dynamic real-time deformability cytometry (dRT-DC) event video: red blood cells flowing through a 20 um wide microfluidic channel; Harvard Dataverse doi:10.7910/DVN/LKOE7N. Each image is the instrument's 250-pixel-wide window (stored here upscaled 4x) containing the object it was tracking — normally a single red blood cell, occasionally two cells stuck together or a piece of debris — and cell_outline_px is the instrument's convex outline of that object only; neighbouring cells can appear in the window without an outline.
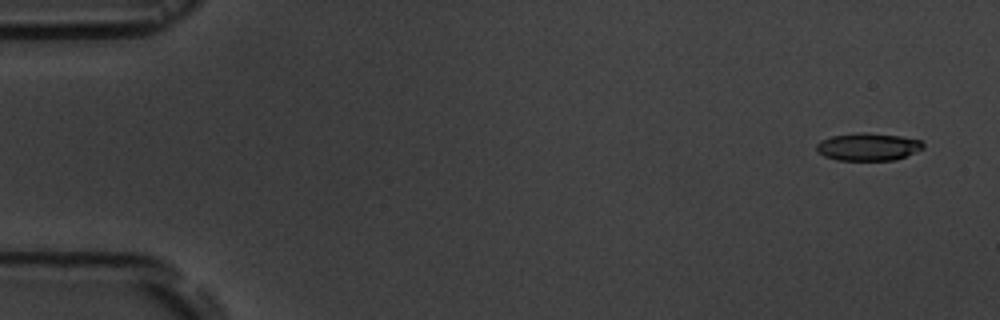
{"species": "common noctule bat (a hibernating species)", "species_latin": "Nyctalus noctula", "temperature_condition": "room temperature", "stored_images_in_passage": 5, "camera_frame_rate_fps": 3000, "um_per_image_px": 0.085, "animal": {"sex": "male", "body_mass_g": 19.5, "forearm_length_mm": 54.6}, "frame": {"image": 1, "passage_image": 1, "time_ms": 0.0, "image_size_px": [1000, 320], "cell_outline_px": [[924, 148], [896, 160], [836, 160], [824, 156], [816, 152], [816, 144], [820, 140], [832, 136], [860, 132], [864, 132], [900, 136], [920, 140], [924, 144]], "centroid_in_image_um": [73.75, 12.48], "position_along_channel_um": 11.2, "area_um2": 17.22}}
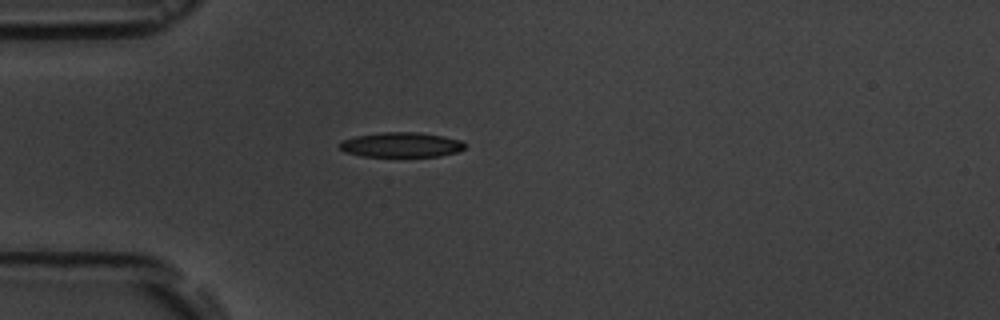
{"frame": {"image": 2, "passage_image": 5, "time_ms": 4.333, "image_size_px": [1000, 320], "cell_outline_px": [[468, 144], [464, 148], [456, 152], [440, 156], [360, 156], [344, 152], [336, 144], [344, 140], [356, 136], [380, 132], [420, 132], [460, 140]], "centroid_in_image_um": [34.08, 12.3], "position_along_channel_um": 50.9, "area_um2": 18.15}}